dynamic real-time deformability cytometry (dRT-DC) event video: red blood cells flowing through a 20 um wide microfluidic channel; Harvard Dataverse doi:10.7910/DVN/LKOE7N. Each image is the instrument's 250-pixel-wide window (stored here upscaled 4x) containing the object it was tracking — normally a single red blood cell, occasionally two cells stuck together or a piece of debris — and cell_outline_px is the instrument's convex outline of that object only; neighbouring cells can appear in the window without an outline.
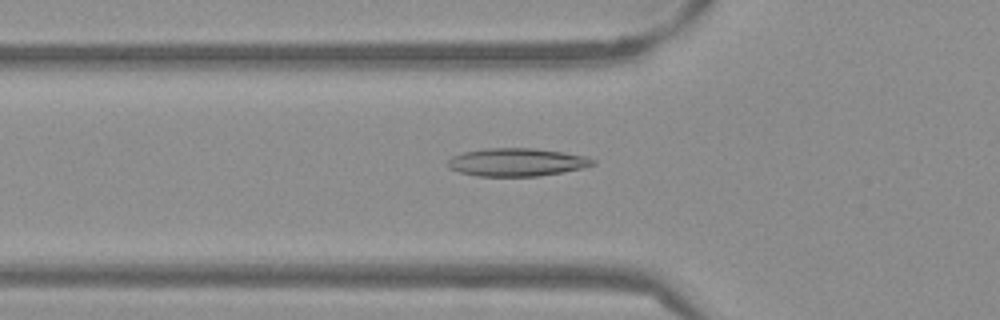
{"species": "Egyptian fruit bat (a non-hibernating species)", "species_latin": "Rousettus aegyptiacus", "temperature_condition": "warm", "stored_images_in_passage": 38, "camera_frame_rate_fps": 3000, "um_per_image_px": 0.085, "frame": {"image": 1, "passage_image": 3, "time_ms": 0.667, "image_size_px": [1000, 320], "cell_outline_px": [[596, 164], [580, 168], [540, 176], [476, 176], [460, 172], [448, 168], [448, 160], [452, 156], [464, 152], [484, 148], [532, 148], [564, 152], [588, 156], [596, 160]], "centroid_in_image_um": [43.93, 13.78], "position_along_channel_um": 81.9, "area_um2": 23.7}}
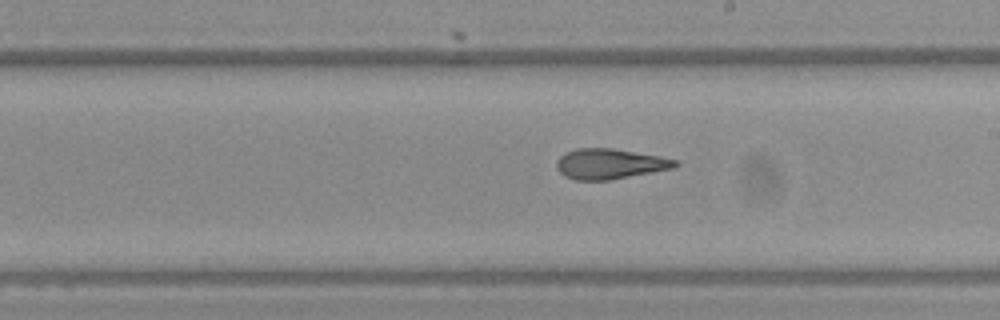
{"frame": {"image": 2, "passage_image": 15, "time_ms": 4.667, "image_size_px": [1000, 320], "cell_outline_px": [[680, 164], [676, 168], [608, 180], [576, 180], [564, 176], [556, 168], [556, 160], [560, 156], [576, 148], [612, 148], [660, 156], [676, 160]], "centroid_in_image_um": [51.84, 13.93], "position_along_channel_um": 237.2, "area_um2": 20.98}}
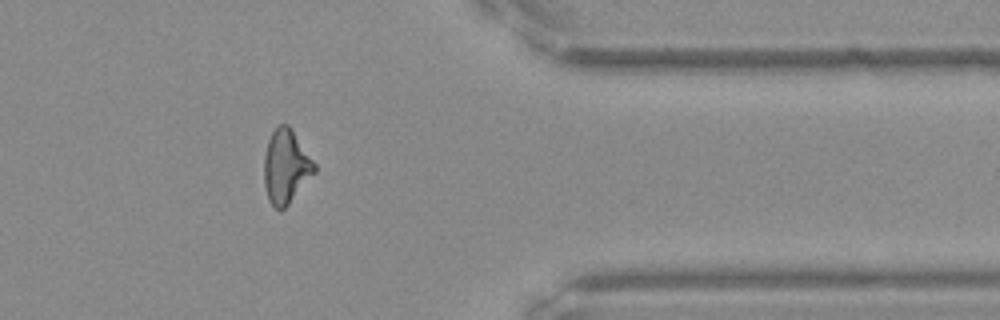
{"frame": {"image": 3, "passage_image": 28, "time_ms": 9.0, "image_size_px": [1000, 320], "cell_outline_px": [[316, 172], [288, 204], [280, 212], [268, 200], [264, 184], [264, 156], [268, 140], [272, 132], [280, 124], [288, 124], [316, 164]], "centroid_in_image_um": [24.3, 14.17], "position_along_channel_um": 387.1, "area_um2": 21.56}, "authors_computed_cell_mechanics": {"area_um2": 21.2993, "velocity_mm_per_s": 3.854, "shape_relaxation_time_tau1_ms": null, "shape_relaxation_time_tau2_ms": 2.3529, "deformation_change_tau1": null, "deformation_change_tau2": 0.0977}}